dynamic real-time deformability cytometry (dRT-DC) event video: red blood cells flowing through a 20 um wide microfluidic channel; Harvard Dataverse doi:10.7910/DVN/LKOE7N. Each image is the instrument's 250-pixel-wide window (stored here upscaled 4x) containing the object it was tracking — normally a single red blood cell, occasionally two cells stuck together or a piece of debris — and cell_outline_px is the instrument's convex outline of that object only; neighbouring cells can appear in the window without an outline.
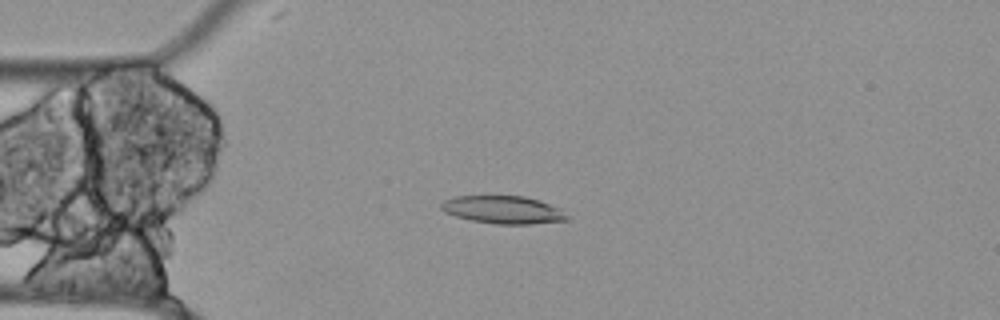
{"species": "Egyptian fruit bat (a non-hibernating species)", "species_latin": "Rousettus aegyptiacus", "temperature_condition": "cold", "stored_images_in_passage": 56, "camera_frame_rate_fps": 3000, "um_per_image_px": 0.085, "animal": {"sex": "female"}, "frame": {"image": 1, "passage_image": 14, "time_ms": 4.333, "image_size_px": [1000, 320], "cell_outline_px": [[568, 220], [532, 224], [496, 224], [472, 220], [456, 216], [444, 212], [440, 208], [440, 204], [444, 200], [452, 196], [524, 196], [540, 200], [560, 208], [568, 216]], "centroid_in_image_um": [42.76, 17.82], "position_along_channel_um": 42.2, "area_um2": 20.46}}
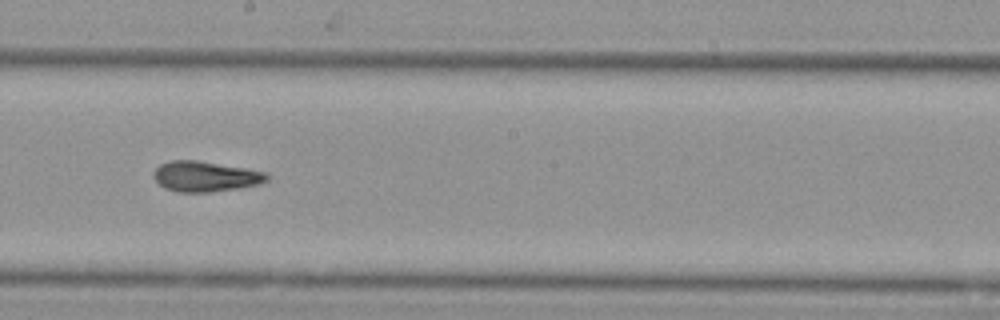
{"frame": {"image": 2, "passage_image": 31, "time_ms": 10.0, "image_size_px": [1000, 320], "cell_outline_px": [[268, 180], [260, 184], [212, 192], [176, 192], [164, 188], [152, 176], [156, 168], [160, 164], [172, 160], [196, 160], [268, 172]], "centroid_in_image_um": [17.45, 15.0], "position_along_channel_um": 230.8, "area_um2": 20.0}}
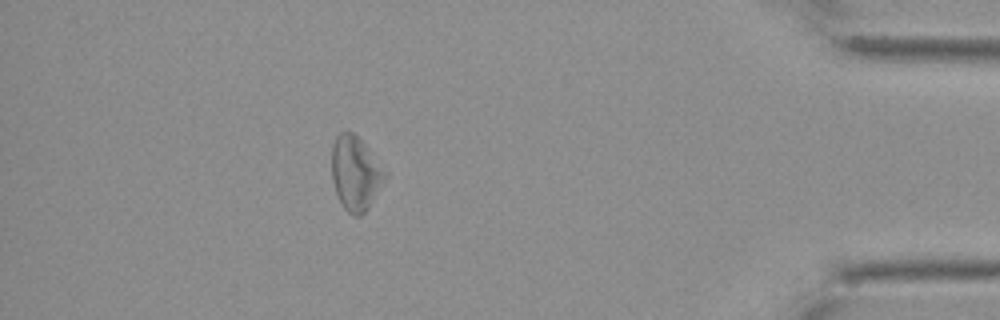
{"frame": {"image": 3, "passage_image": 50, "time_ms": 16.333, "image_size_px": [1000, 320], "cell_outline_px": [[388, 176], [368, 208], [360, 216], [352, 216], [344, 208], [336, 192], [332, 180], [332, 144], [336, 136], [340, 132], [352, 132], [364, 144], [388, 172]], "centroid_in_image_um": [30.23, 14.74], "position_along_channel_um": 405.0, "area_um2": 22.95}, "authors_computed_cell_mechanics": {"area_um2": 21.1259, "velocity_mm_per_s": 3.4903, "shape_relaxation_time_tau1_ms": null, "shape_relaxation_time_tau2_ms": 6.8053, "deformation_change_tau1": null, "deformation_change_tau2": 0.1929}}